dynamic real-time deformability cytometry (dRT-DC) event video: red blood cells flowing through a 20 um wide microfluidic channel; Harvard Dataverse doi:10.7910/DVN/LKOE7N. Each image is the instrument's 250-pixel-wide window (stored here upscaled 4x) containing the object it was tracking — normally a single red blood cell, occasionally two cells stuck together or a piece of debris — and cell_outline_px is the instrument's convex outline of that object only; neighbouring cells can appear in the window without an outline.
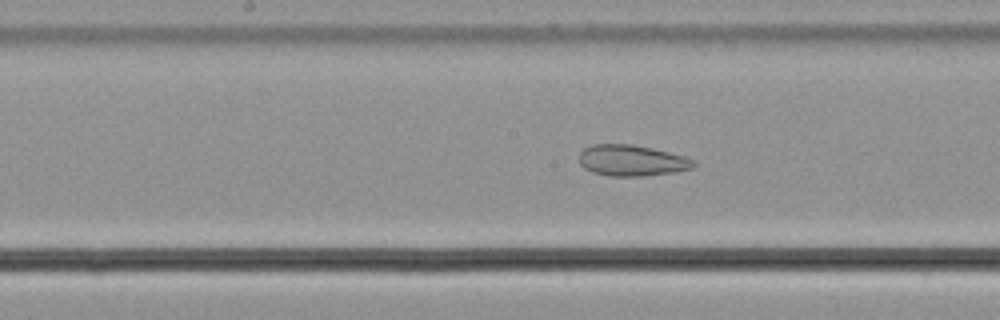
{"species": "common noctule bat (a hibernating species)", "species_latin": "Nyctalus noctula", "temperature_condition": "cold", "stored_images_in_passage": 52, "camera_frame_rate_fps": 3000, "um_per_image_px": 0.085, "animal": {"sex": "male", "body_mass_g": 21.5, "forearm_length_mm": 52.0}, "frame": {"image": 1, "passage_image": 29, "time_ms": 9.333, "image_size_px": [1000, 320], "cell_outline_px": [[696, 164], [692, 168], [676, 172], [644, 176], [608, 176], [592, 172], [584, 168], [580, 164], [580, 152], [584, 148], [592, 144], [632, 144], [652, 148], [684, 156], [696, 160]], "centroid_in_image_um": [53.71, 13.64], "position_along_channel_um": 194.5, "area_um2": 20.87}}
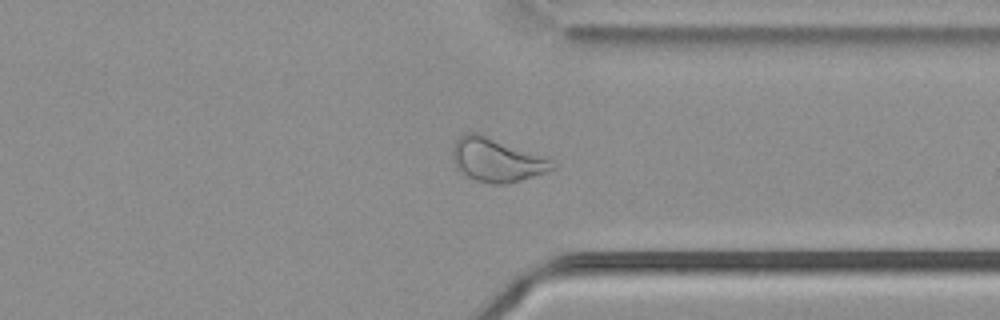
{"frame": {"image": 2, "passage_image": 43, "time_ms": 14.0, "image_size_px": [1000, 320], "cell_outline_px": [[556, 168], [508, 184], [488, 184], [476, 180], [460, 172], [456, 168], [452, 160], [452, 148], [456, 140], [464, 132], [476, 132], [552, 160], [556, 164]], "centroid_in_image_um": [42.15, 13.6], "position_along_channel_um": 369.2, "area_um2": 25.09}}
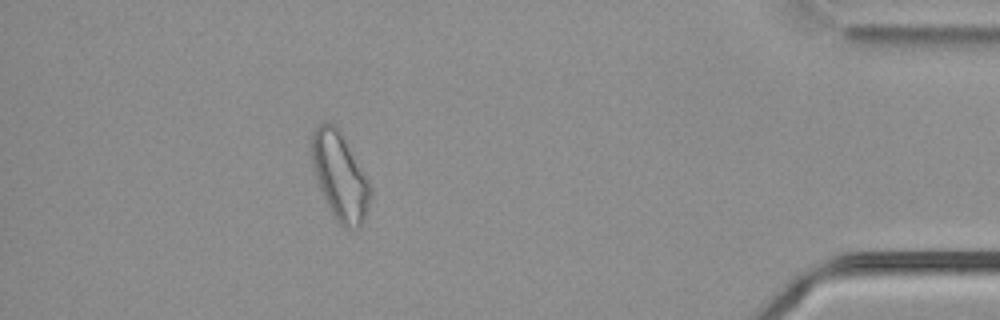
{"frame": {"image": 3, "passage_image": 50, "time_ms": 16.333, "image_size_px": [1000, 320], "cell_outline_px": [[372, 192], [368, 208], [364, 220], [360, 228], [344, 228], [336, 224], [324, 200], [316, 180], [312, 160], [312, 136], [316, 124], [332, 124], [340, 128], [368, 180], [372, 188]], "centroid_in_image_um": [28.9, 15.03], "position_along_channel_um": 406.3, "area_um2": 30.29}}